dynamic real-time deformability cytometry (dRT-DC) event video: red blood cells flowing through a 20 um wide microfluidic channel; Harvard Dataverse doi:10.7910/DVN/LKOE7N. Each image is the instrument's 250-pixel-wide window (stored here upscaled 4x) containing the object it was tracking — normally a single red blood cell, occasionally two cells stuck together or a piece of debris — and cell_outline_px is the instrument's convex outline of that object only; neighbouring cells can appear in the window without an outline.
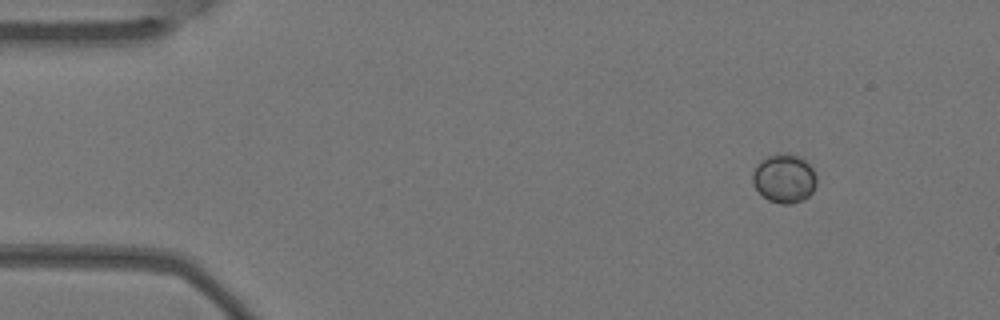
{"species": "Egyptian fruit bat (a non-hibernating species)", "species_latin": "Rousettus aegyptiacus", "temperature_condition": "warm", "stored_images_in_passage": 4, "camera_frame_rate_fps": 3000, "um_per_image_px": 0.085, "animal": {"sex": "female"}, "frame": {"image": 1, "passage_image": 1, "time_ms": 0.0, "image_size_px": [1000, 320], "cell_outline_px": [[816, 184], [812, 192], [804, 200], [792, 204], [780, 204], [768, 200], [756, 188], [752, 180], [752, 172], [756, 164], [760, 160], [768, 156], [784, 152], [796, 156], [804, 160], [812, 168], [816, 176]], "centroid_in_image_um": [66.65, 15.17], "position_along_channel_um": 18.4, "area_um2": 18.21}}
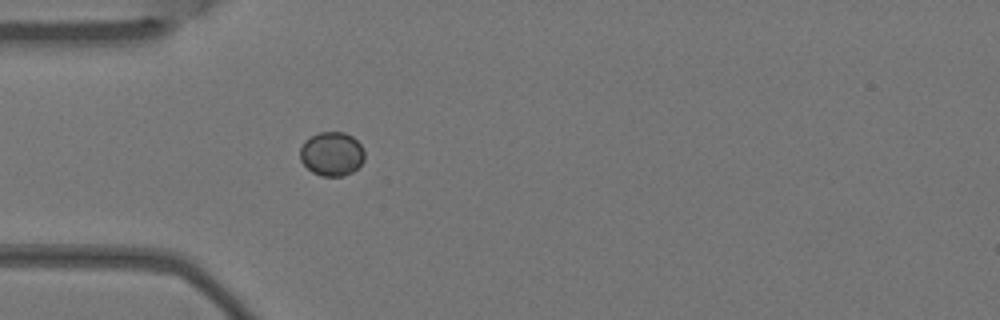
{"frame": {"image": 2, "passage_image": 4, "time_ms": 1.0, "image_size_px": [1000, 320], "cell_outline_px": [[364, 160], [352, 172], [344, 176], [320, 176], [312, 172], [300, 160], [300, 148], [304, 140], [320, 132], [344, 132], [352, 136], [364, 148]], "centroid_in_image_um": [28.2, 13.08], "position_along_channel_um": 56.8, "area_um2": 16.59}}